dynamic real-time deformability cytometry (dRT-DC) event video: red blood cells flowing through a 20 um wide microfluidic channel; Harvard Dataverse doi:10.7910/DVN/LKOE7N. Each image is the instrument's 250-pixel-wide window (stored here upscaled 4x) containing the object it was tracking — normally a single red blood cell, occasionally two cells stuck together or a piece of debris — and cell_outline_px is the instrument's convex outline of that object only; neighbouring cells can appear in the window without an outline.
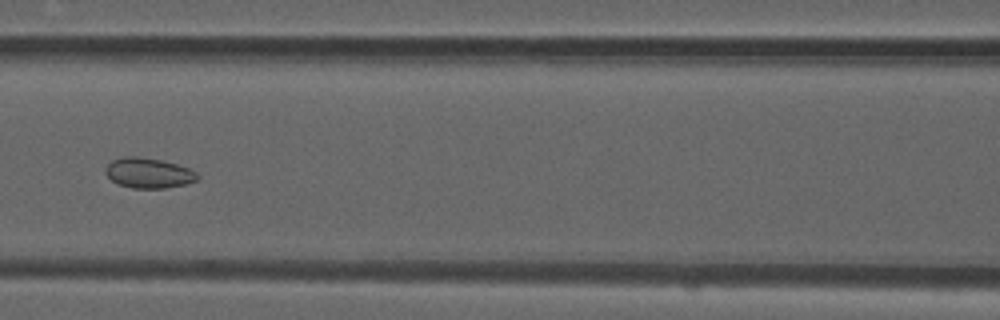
{"species": "common noctule bat (a hibernating species)", "species_latin": "Nyctalus noctula", "temperature_condition": "room temperature", "stored_images_in_passage": 52, "camera_frame_rate_fps": 3000, "um_per_image_px": 0.085, "animal": {"sex": "male", "forearm_length_mm": 52.5}, "frame": {"image": 1, "passage_image": 23, "time_ms": 7.333, "image_size_px": [1000, 320], "cell_outline_px": [[200, 176], [196, 180], [184, 184], [164, 188], [132, 188], [116, 184], [104, 172], [104, 168], [112, 160], [124, 156], [136, 156], [160, 160], [176, 164], [188, 168], [196, 172]], "centroid_in_image_um": [12.58, 14.7], "position_along_channel_um": 154.0, "area_um2": 16.13}}
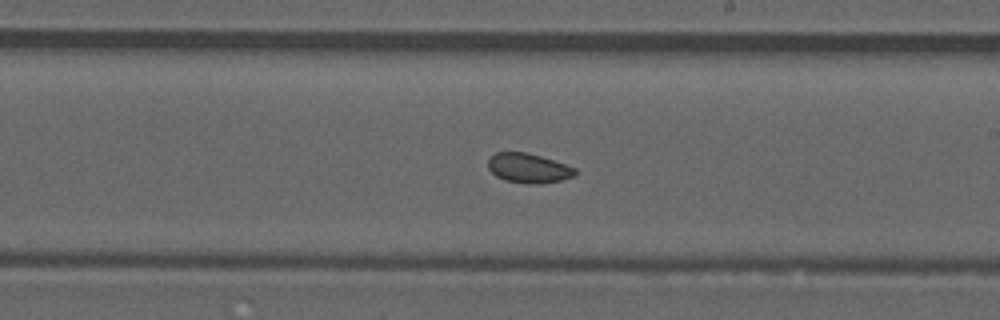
{"frame": {"image": 2, "passage_image": 30, "time_ms": 9.667, "image_size_px": [1000, 320], "cell_outline_px": [[576, 176], [560, 180], [540, 184], [536, 184], [504, 180], [496, 176], [488, 168], [488, 160], [496, 152], [528, 152], [576, 168]], "centroid_in_image_um": [44.92, 14.29], "position_along_channel_um": 244.1, "area_um2": 14.85}}
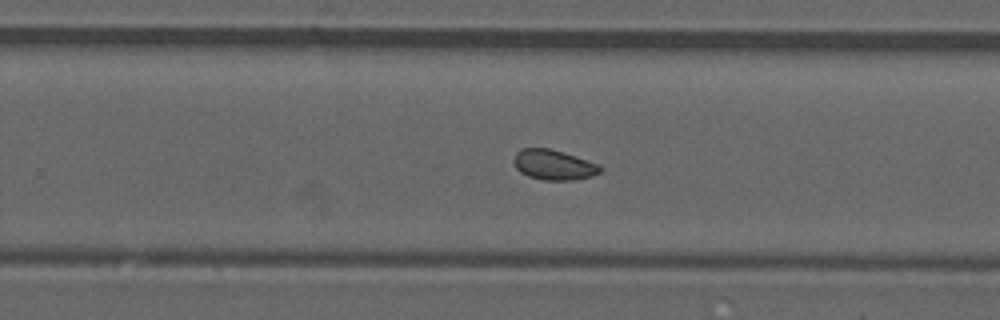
{"frame": {"image": 3, "passage_image": 33, "time_ms": 10.667, "image_size_px": [1000, 320], "cell_outline_px": [[604, 168], [600, 172], [592, 176], [576, 180], [544, 180], [528, 176], [520, 172], [516, 168], [512, 160], [516, 152], [520, 148], [548, 148], [564, 152], [600, 164]], "centroid_in_image_um": [47.07, 14.01], "position_along_channel_um": 282.7, "area_um2": 15.43}, "authors_computed_cell_mechanics": {"area_um2": 15.7216, "velocity_mm_per_s": 3.8862, "shape_relaxation_time_tau1_ms": null, "shape_relaxation_time_tau2_ms": 2.3539, "deformation_change_tau1": null, "deformation_change_tau2": 0.0636}}